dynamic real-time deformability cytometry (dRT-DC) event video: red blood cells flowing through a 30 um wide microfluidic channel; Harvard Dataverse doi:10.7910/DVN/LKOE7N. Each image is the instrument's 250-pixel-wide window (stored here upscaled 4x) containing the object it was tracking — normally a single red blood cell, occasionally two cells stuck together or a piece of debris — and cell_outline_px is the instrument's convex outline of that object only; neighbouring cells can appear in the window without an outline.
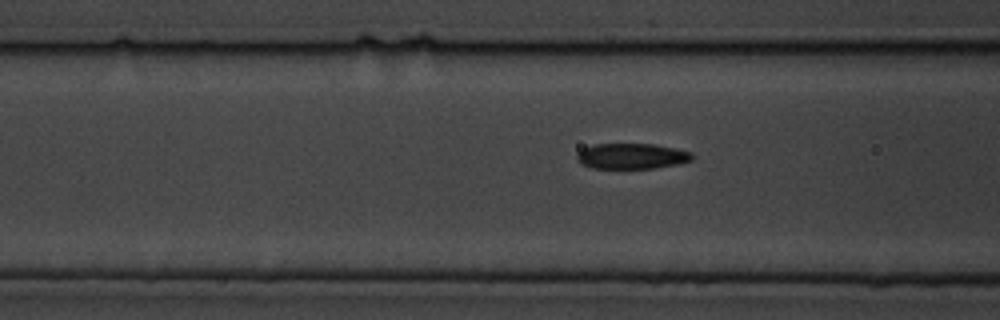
{"species": "common noctule bat (a hibernating species)", "species_latin": "Nyctalus noctula", "temperature_condition": "cold", "stored_images_in_passage": 17, "camera_frame_rate_fps": 3000, "um_per_image_px": 0.085, "animal": {"sex": "male", "body_mass_g": 19.5, "forearm_length_mm": 54.6}, "frame": {"image": 1, "passage_image": 16, "time_ms": 5.0, "image_size_px": [1000, 320], "cell_outline_px": [[692, 160], [676, 164], [656, 168], [592, 168], [580, 164], [576, 160], [576, 156], [584, 148], [592, 144], [652, 144], [676, 148], [692, 152]], "centroid_in_image_um": [53.67, 13.27], "position_along_channel_um": 112.9, "area_um2": 17.17}}